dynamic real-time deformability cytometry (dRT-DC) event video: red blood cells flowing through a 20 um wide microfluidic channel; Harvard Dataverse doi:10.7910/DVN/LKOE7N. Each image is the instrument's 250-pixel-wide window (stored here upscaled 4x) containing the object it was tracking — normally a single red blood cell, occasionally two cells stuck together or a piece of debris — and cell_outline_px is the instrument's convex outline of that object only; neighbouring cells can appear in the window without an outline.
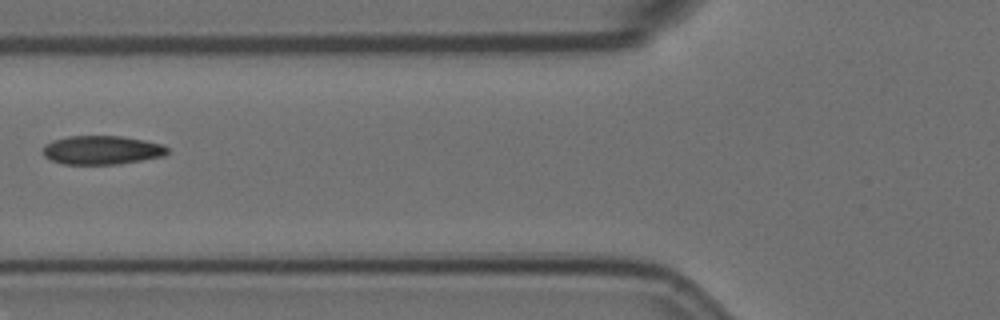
{"species": "Egyptian fruit bat (a non-hibernating species)", "species_latin": "Rousettus aegyptiacus", "temperature_condition": "room temperature", "stored_images_in_passage": 7, "camera_frame_rate_fps": 3000, "um_per_image_px": 0.085, "animal": {"sex": "female"}, "frame": {"image": 1, "passage_image": 7, "time_ms": 2.0, "image_size_px": [1000, 320], "cell_outline_px": [[168, 152], [164, 156], [120, 164], [64, 164], [52, 160], [44, 156], [44, 144], [52, 140], [68, 136], [120, 136], [144, 140], [160, 144], [168, 148]], "centroid_in_image_um": [8.65, 12.75], "position_along_channel_um": 117.2, "area_um2": 20.81}}